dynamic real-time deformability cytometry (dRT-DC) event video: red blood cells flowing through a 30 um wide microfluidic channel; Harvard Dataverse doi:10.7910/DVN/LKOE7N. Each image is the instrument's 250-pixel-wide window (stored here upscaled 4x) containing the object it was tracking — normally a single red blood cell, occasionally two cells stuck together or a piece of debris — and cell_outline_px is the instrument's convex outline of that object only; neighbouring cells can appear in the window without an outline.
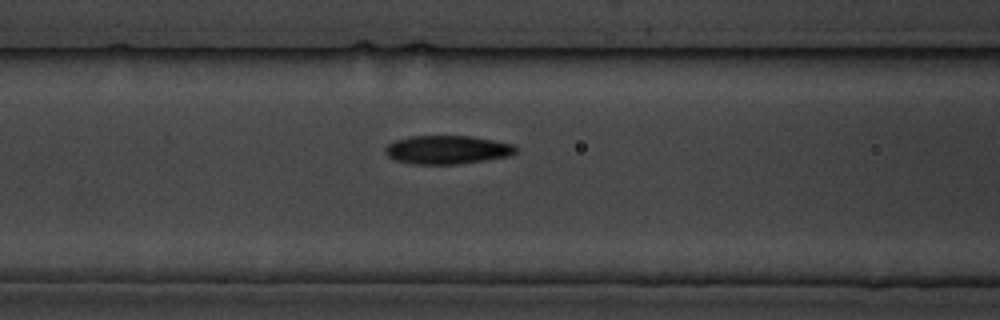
{"species": "common noctule bat (a hibernating species)", "species_latin": "Nyctalus noctula", "temperature_condition": "cold", "stored_images_in_passage": 5, "segment_of_instrument_passage": [2, 2], "camera_frame_rate_fps": 3000, "um_per_image_px": 0.085, "animal": {"sex": "male", "body_mass_g": 19.5, "forearm_length_mm": 54.6}, "frame": {"image": 1, "passage_image": 5, "time_ms": 5.667, "image_size_px": [1000, 320], "cell_outline_px": [[516, 152], [512, 156], [456, 164], [412, 164], [396, 160], [388, 156], [384, 152], [384, 148], [388, 144], [396, 140], [412, 136], [472, 136], [512, 144], [516, 148]], "centroid_in_image_um": [38.0, 12.73], "position_along_channel_um": 128.6, "area_um2": 21.62}}